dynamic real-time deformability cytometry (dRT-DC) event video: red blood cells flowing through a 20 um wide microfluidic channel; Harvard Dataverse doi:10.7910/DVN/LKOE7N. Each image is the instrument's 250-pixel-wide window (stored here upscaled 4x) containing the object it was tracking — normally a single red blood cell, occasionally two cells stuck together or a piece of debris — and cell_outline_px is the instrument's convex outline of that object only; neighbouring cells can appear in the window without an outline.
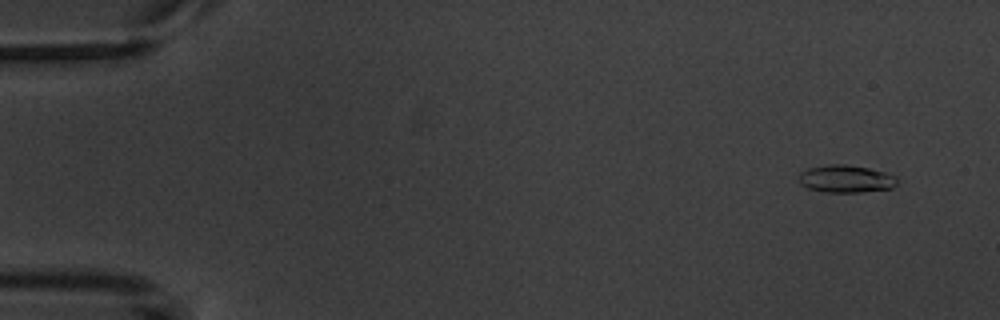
{"species": "common noctule bat (a hibernating species)", "species_latin": "Nyctalus noctula", "temperature_condition": "warm", "stored_images_in_passage": 5, "camera_frame_rate_fps": 3000, "um_per_image_px": 0.085, "animal": {"sex": "male", "body_mass_g": 20.1, "forearm_length_mm": 53.5}, "frame": {"image": 1, "passage_image": 1, "time_ms": 0.0, "image_size_px": [1000, 320], "cell_outline_px": [[896, 184], [892, 188], [860, 192], [824, 192], [808, 188], [800, 184], [796, 180], [800, 172], [808, 168], [828, 164], [848, 164], [868, 168], [884, 172], [896, 176]], "centroid_in_image_um": [71.84, 15.19], "position_along_channel_um": 13.2, "area_um2": 15.9}}
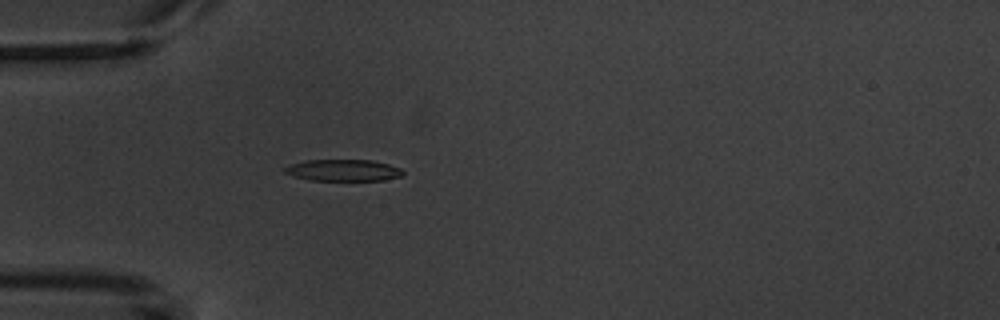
{"frame": {"image": 2, "passage_image": 5, "time_ms": 4.333, "image_size_px": [1000, 320], "cell_outline_px": [[404, 176], [384, 180], [308, 180], [292, 176], [284, 172], [284, 168], [292, 164], [308, 160], [372, 160], [388, 164], [400, 168], [404, 172]], "centroid_in_image_um": [29.2, 14.48], "position_along_channel_um": 55.8, "area_um2": 14.85}}